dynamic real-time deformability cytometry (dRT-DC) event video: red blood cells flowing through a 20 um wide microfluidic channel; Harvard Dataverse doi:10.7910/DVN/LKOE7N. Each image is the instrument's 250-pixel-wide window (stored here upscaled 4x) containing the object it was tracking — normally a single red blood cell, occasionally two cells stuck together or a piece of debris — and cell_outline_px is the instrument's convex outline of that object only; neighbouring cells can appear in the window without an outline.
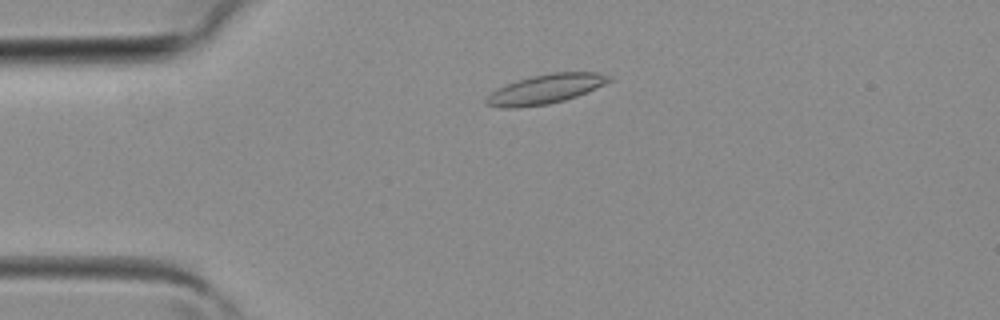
{"species": "common noctule bat (a hibernating species)", "species_latin": "Nyctalus noctula", "temperature_condition": "room temperature", "stored_images_in_passage": 38, "camera_frame_rate_fps": 3000, "um_per_image_px": 0.085, "animal": {"sex": "female", "body_mass_g": 19.3, "forearm_length_mm": 54.1}, "frame": {"image": 1, "passage_image": 8, "time_ms": 2.333, "image_size_px": [1000, 320], "cell_outline_px": [[612, 80], [604, 84], [576, 96], [564, 100], [548, 104], [516, 108], [504, 108], [484, 104], [484, 100], [496, 88], [532, 76], [552, 72], [600, 72], [612, 76]], "centroid_in_image_um": [46.37, 7.57], "position_along_channel_um": 38.6, "area_um2": 20.87}}
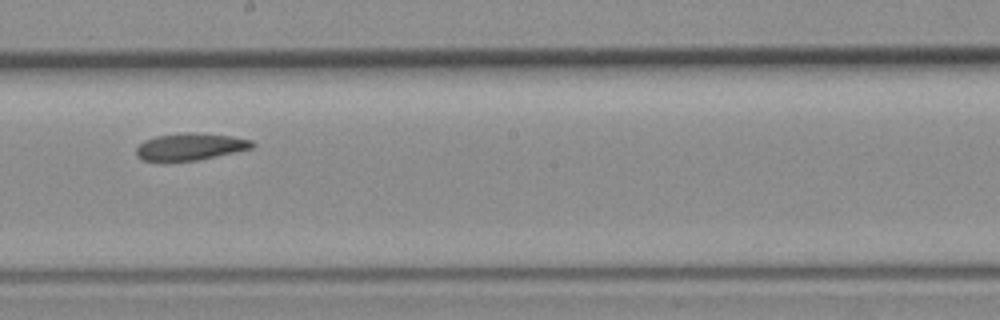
{"frame": {"image": 2, "passage_image": 21, "time_ms": 6.667, "image_size_px": [1000, 320], "cell_outline_px": [[256, 144], [252, 148], [216, 156], [196, 160], [164, 164], [140, 160], [136, 156], [136, 148], [144, 140], [156, 136], [184, 132], [204, 132], [232, 136], [252, 140]], "centroid_in_image_um": [16.1, 12.49], "position_along_channel_um": 232.1, "area_um2": 19.07}}
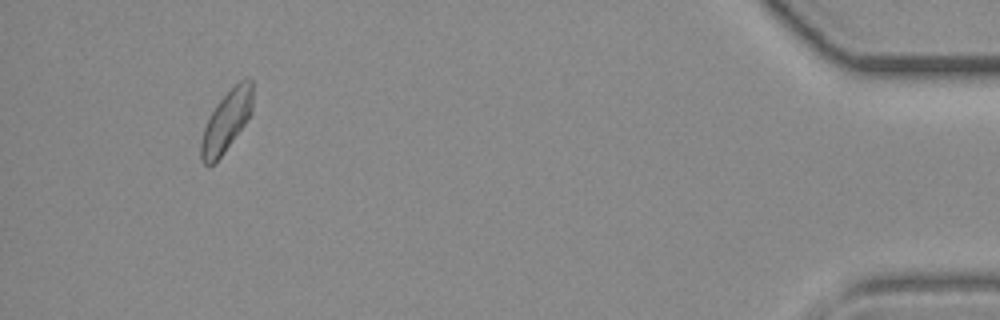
{"frame": {"image": 3, "passage_image": 36, "time_ms": 11.667, "image_size_px": [1000, 320], "cell_outline_px": [[252, 112], [244, 124], [224, 152], [212, 164], [204, 164], [200, 160], [200, 144], [204, 128], [216, 104], [244, 76], [248, 76], [252, 80]], "centroid_in_image_um": [19.25, 10.27], "position_along_channel_um": 415.9, "area_um2": 17.98}}